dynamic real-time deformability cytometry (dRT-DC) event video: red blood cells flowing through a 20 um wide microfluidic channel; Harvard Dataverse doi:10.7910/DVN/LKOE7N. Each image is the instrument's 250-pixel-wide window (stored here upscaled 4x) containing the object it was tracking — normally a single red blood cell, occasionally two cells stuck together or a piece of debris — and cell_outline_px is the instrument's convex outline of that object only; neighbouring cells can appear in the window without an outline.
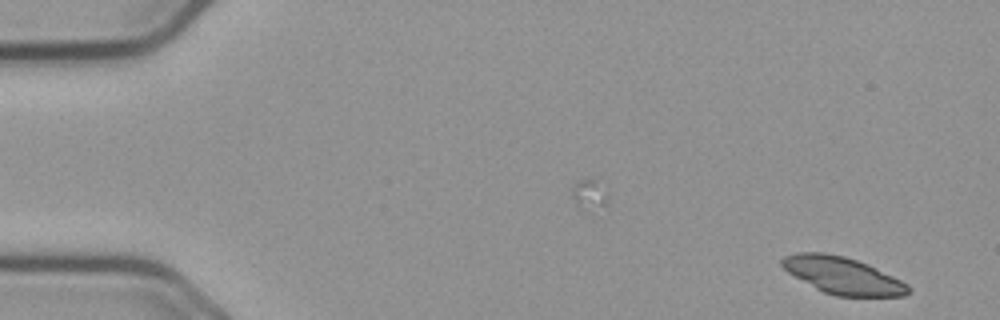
{"species": "common noctule bat (a hibernating species)", "species_latin": "Nyctalus noctula", "temperature_condition": "cold", "stored_images_in_passage": 47, "segment_of_instrument_passage": [1, 2], "camera_frame_rate_fps": 3000, "um_per_image_px": 0.085, "animal": {"sex": "male", "body_mass_g": 23.1, "forearm_length_mm": 52.7}, "frame": {"image": 1, "passage_image": 1, "time_ms": 0.0, "image_size_px": [1000, 320], "cell_outline_px": [[912, 292], [904, 296], [836, 296], [824, 292], [816, 288], [788, 272], [780, 264], [780, 260], [784, 256], [796, 252], [824, 252], [844, 256], [868, 264], [908, 284], [912, 288]], "centroid_in_image_um": [71.64, 23.41], "position_along_channel_um": 13.4, "area_um2": 27.11}}